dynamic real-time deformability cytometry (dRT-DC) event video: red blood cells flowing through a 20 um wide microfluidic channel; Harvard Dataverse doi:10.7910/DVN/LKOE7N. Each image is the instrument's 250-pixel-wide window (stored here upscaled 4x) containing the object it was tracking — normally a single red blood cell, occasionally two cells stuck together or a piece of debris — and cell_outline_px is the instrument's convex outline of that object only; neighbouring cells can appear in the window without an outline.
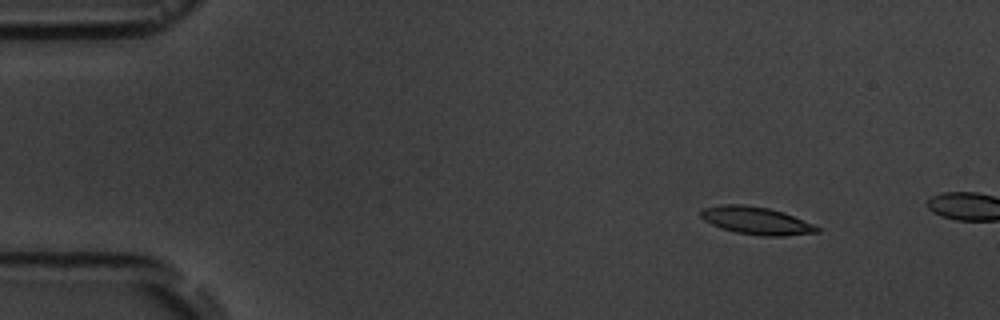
{"species": "common noctule bat (a hibernating species)", "species_latin": "Nyctalus noctula", "temperature_condition": "room temperature", "stored_images_in_passage": 4, "camera_frame_rate_fps": 3000, "um_per_image_px": 0.085, "animal": {"sex": "male", "body_mass_g": 19.5, "forearm_length_mm": 54.6}, "frame": {"image": 1, "passage_image": 2, "time_ms": 1.0, "image_size_px": [1000, 320], "cell_outline_px": [[820, 232], [784, 236], [764, 236], [736, 232], [720, 228], [704, 220], [700, 216], [700, 212], [704, 208], [720, 204], [744, 204], [768, 208], [784, 212], [812, 224], [820, 228]], "centroid_in_image_um": [64.27, 18.75], "position_along_channel_um": 20.7, "area_um2": 18.67}}